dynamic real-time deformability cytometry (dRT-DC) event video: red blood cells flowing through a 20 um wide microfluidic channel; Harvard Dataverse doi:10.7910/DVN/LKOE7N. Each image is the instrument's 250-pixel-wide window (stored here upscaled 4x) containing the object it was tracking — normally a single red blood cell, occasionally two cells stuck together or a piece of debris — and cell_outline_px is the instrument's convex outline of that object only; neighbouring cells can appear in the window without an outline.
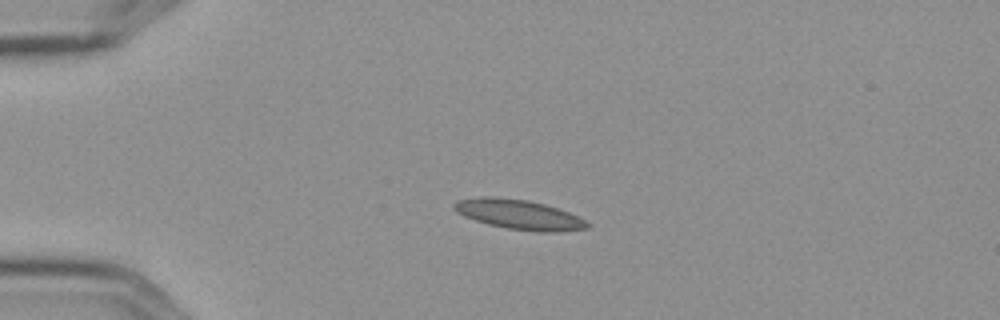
{"species": "Egyptian fruit bat (a non-hibernating species)", "species_latin": "Rousettus aegyptiacus", "temperature_condition": "cold", "stored_images_in_passage": 5, "camera_frame_rate_fps": 3000, "um_per_image_px": 0.085, "frame": {"image": 1, "passage_image": 4, "time_ms": 1.0, "image_size_px": [1000, 320], "cell_outline_px": [[592, 224], [588, 228], [560, 232], [536, 232], [508, 228], [488, 224], [464, 216], [456, 212], [452, 208], [452, 204], [456, 200], [484, 196], [492, 196], [528, 200], [544, 204], [568, 212]], "centroid_in_image_um": [44.09, 18.23], "position_along_channel_um": 40.9, "area_um2": 23.12}}